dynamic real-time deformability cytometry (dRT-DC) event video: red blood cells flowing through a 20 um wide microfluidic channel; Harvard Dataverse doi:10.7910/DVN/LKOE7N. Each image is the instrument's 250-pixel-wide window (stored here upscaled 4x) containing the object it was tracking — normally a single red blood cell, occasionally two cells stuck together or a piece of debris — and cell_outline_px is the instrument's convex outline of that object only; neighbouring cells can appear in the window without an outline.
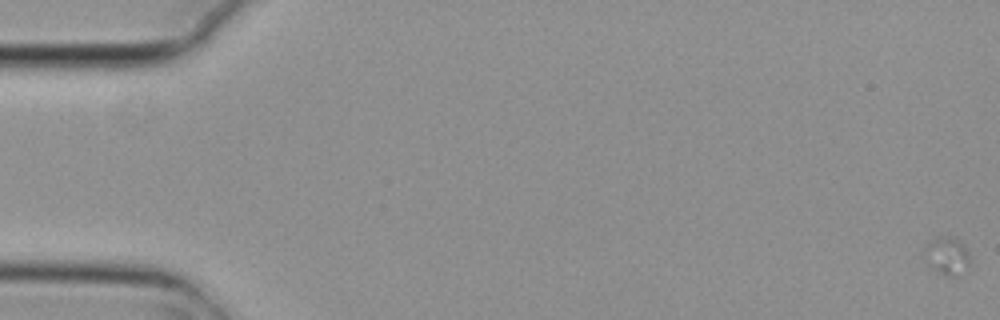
{"species": "common noctule bat (a hibernating species)", "species_latin": "Nyctalus noctula", "temperature_condition": "cold", "stored_images_in_passage": 7, "camera_frame_rate_fps": 3000, "um_per_image_px": 0.085, "animal": {"sex": "female", "body_mass_g": 29.2, "forearm_length_mm": 56.3}, "frame": {"image": 1, "passage_image": 1, "time_ms": 0.0, "image_size_px": [1000, 320], "cell_outline_px": [[972, 260], [956, 276], [944, 276], [936, 272], [928, 264], [924, 252], [924, 248], [928, 240], [936, 236], [956, 236], [964, 244], [972, 256]], "centroid_in_image_um": [80.5, 21.69], "position_along_channel_um": 4.5, "area_um2": 10.46}}